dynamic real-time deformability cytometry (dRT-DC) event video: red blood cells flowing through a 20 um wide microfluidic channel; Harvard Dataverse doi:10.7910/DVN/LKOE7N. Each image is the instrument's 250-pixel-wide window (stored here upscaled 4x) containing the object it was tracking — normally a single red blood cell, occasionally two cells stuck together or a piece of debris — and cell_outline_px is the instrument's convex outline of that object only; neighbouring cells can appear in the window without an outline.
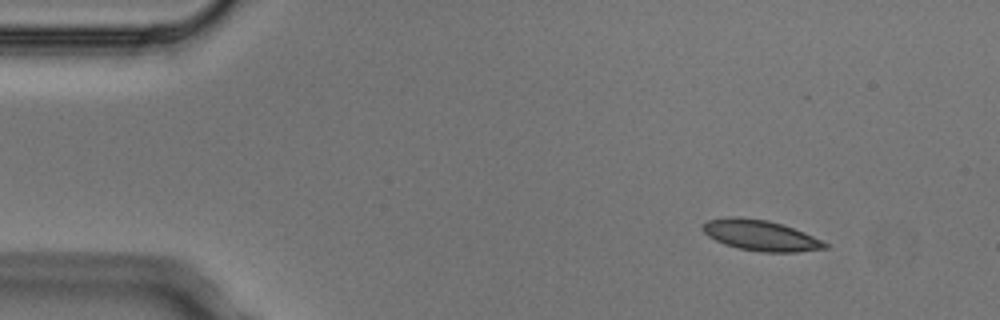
{"species": "Egyptian fruit bat (a non-hibernating species)", "species_latin": "Rousettus aegyptiacus", "temperature_condition": "cold", "stored_images_in_passage": 5, "camera_frame_rate_fps": 3000, "um_per_image_px": 0.085, "animal": {"sex": "male"}, "frame": {"image": 1, "passage_image": 1, "time_ms": 0.0, "image_size_px": [1000, 320], "cell_outline_px": [[828, 248], [796, 252], [760, 252], [740, 248], [724, 244], [708, 236], [700, 228], [708, 220], [728, 216], [740, 216], [768, 220], [804, 232], [828, 244]], "centroid_in_image_um": [64.61, 20.0], "position_along_channel_um": 20.4, "area_um2": 21.73}}
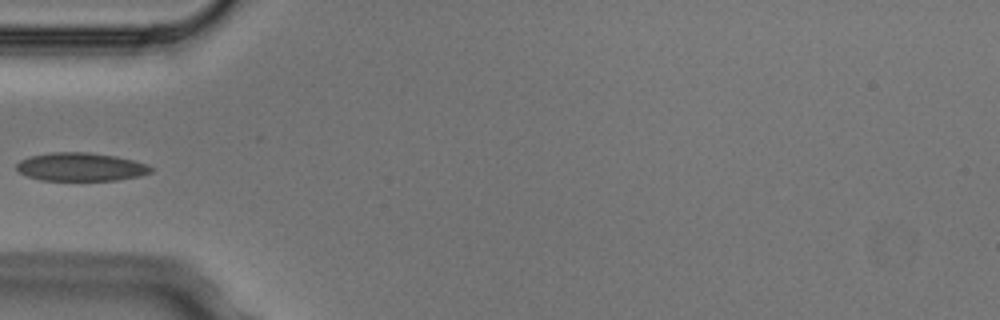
{"frame": {"image": 2, "passage_image": 4, "time_ms": 1.0, "image_size_px": [1000, 320], "cell_outline_px": [[152, 172], [140, 176], [116, 180], [40, 180], [28, 176], [20, 172], [16, 168], [16, 164], [20, 160], [32, 156], [52, 152], [88, 152], [116, 156], [148, 164], [152, 168]], "centroid_in_image_um": [6.88, 14.18], "position_along_channel_um": 78.1, "area_um2": 22.08}}